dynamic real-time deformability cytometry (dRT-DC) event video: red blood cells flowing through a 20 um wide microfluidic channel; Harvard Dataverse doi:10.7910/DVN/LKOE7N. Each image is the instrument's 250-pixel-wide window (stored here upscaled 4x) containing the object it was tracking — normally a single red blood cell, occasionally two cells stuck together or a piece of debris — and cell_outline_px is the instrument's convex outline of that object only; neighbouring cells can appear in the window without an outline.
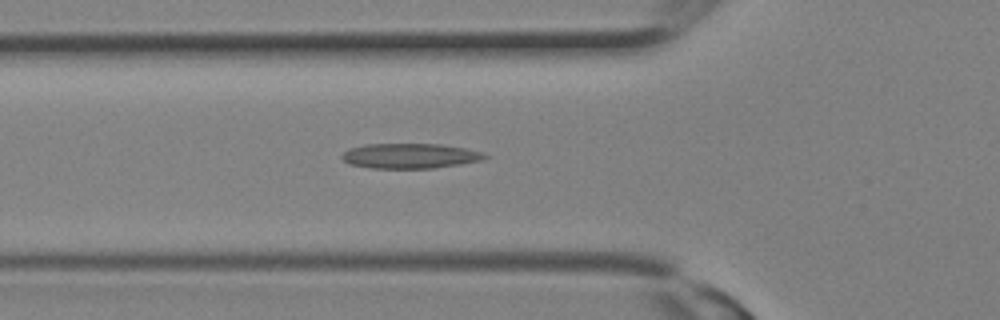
{"species": "Egyptian fruit bat (a non-hibernating species)", "species_latin": "Rousettus aegyptiacus", "temperature_condition": "room temperature", "stored_images_in_passage": 7, "camera_frame_rate_fps": 3000, "um_per_image_px": 0.085, "animal": {"sex": "female"}, "frame": {"image": 1, "passage_image": 5, "time_ms": 1.333, "image_size_px": [1000, 320], "cell_outline_px": [[488, 156], [484, 160], [460, 164], [432, 168], [372, 168], [352, 164], [344, 160], [340, 156], [348, 148], [364, 144], [440, 144], [464, 148], [484, 152]], "centroid_in_image_um": [34.87, 13.24], "position_along_channel_um": 90.9, "area_um2": 20.81}}
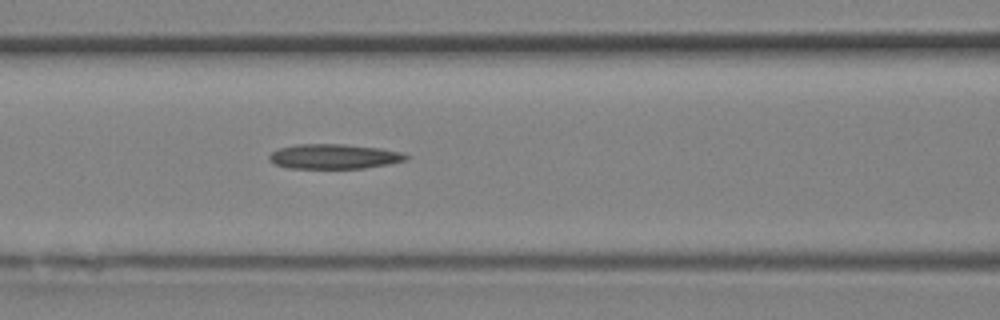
{"frame": {"image": 2, "passage_image": 7, "time_ms": 2.0, "image_size_px": [1000, 320], "cell_outline_px": [[408, 160], [388, 164], [364, 168], [288, 168], [272, 164], [268, 160], [268, 156], [272, 152], [280, 148], [296, 144], [344, 144], [380, 148], [404, 152], [408, 156]], "centroid_in_image_um": [28.38, 13.3], "position_along_channel_um": 138.2, "area_um2": 19.94}}